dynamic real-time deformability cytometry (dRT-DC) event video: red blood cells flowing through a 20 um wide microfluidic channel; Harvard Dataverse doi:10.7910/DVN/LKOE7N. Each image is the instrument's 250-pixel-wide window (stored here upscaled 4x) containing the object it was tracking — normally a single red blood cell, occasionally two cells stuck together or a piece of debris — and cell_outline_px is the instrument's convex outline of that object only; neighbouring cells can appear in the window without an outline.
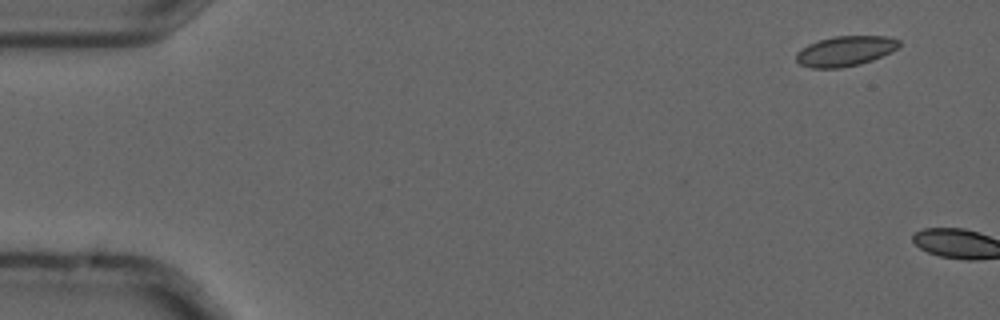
{"species": "common noctule bat (a hibernating species)", "species_latin": "Nyctalus noctula", "temperature_condition": "cold", "stored_images_in_passage": 2, "camera_frame_rate_fps": 3000, "um_per_image_px": 0.085, "animal": {"sex": "male", "forearm_length_mm": 52.5}, "frame": {"image": 1, "passage_image": 1, "time_ms": 0.0, "image_size_px": [1000, 320], "cell_outline_px": [[900, 44], [896, 48], [872, 60], [860, 64], [840, 68], [812, 68], [800, 64], [796, 60], [796, 52], [808, 44], [832, 36], [888, 36], [900, 40]], "centroid_in_image_um": [71.81, 4.34], "position_along_channel_um": 13.2, "area_um2": 17.92}}